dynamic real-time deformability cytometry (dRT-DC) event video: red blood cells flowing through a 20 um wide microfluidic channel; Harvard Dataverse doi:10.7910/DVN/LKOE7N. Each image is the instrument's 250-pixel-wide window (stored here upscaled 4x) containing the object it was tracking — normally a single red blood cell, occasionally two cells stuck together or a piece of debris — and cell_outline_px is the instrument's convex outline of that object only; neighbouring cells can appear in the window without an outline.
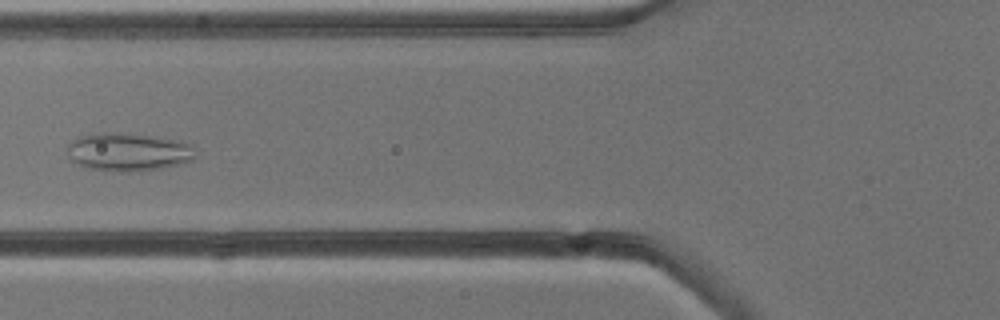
{"species": "common noctule bat (a hibernating species)", "species_latin": "Nyctalus noctula", "temperature_condition": "cold", "stored_images_in_passage": 8, "camera_frame_rate_fps": 3000, "um_per_image_px": 0.085, "animal": {"sex": "male", "body_mass_g": 13.3}, "frame": {"image": 1, "passage_image": 8, "time_ms": 8.0, "image_size_px": [1000, 320], "cell_outline_px": [[196, 156], [192, 160], [180, 164], [140, 172], [120, 172], [84, 168], [76, 164], [72, 160], [68, 152], [68, 144], [72, 140], [80, 136], [104, 132], [112, 132], [144, 136], [172, 140], [188, 144], [196, 148]], "centroid_in_image_um": [10.87, 12.95], "position_along_channel_um": 114.9, "area_um2": 28.32}}